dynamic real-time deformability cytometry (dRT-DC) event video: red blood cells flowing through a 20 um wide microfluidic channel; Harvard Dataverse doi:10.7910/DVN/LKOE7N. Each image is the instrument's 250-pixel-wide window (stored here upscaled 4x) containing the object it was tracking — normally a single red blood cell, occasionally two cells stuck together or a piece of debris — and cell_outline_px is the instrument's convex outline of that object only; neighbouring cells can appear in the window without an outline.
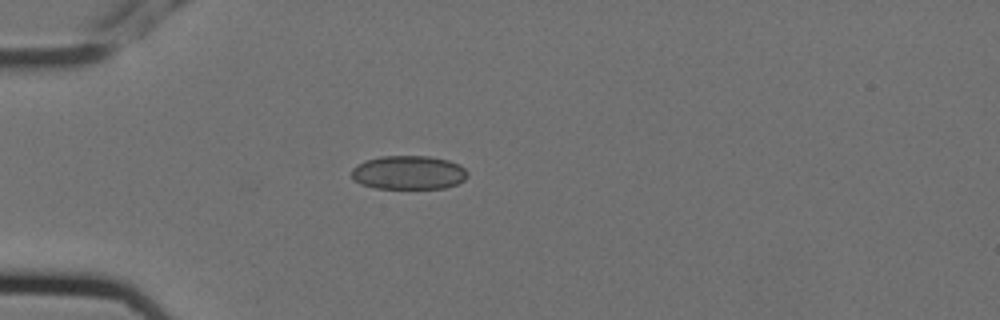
{"species": "Egyptian fruit bat (a non-hibernating species)", "species_latin": "Rousettus aegyptiacus", "temperature_condition": "cold", "stored_images_in_passage": 3, "camera_frame_rate_fps": 3000, "um_per_image_px": 0.085, "animal": {"sex": "female"}, "frame": {"image": 1, "passage_image": 1, "time_ms": 0.0, "image_size_px": [1000, 320], "cell_outline_px": [[468, 176], [464, 180], [456, 184], [444, 188], [376, 188], [360, 184], [352, 180], [352, 168], [364, 160], [380, 156], [428, 156], [448, 160], [460, 164], [468, 172]], "centroid_in_image_um": [34.72, 14.66], "position_along_channel_um": 50.3, "area_um2": 23.0}}
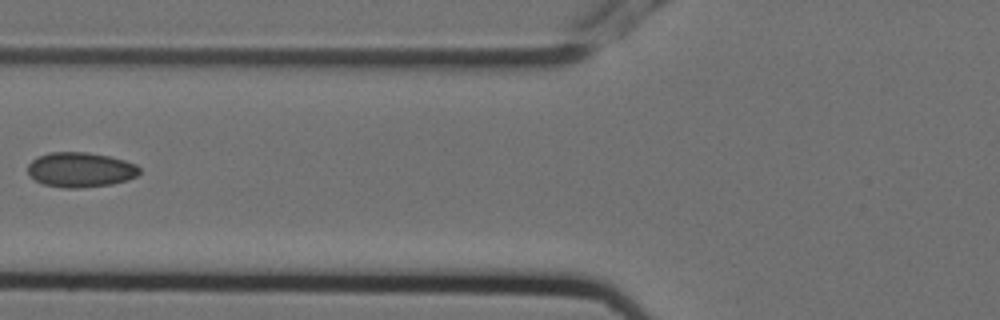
{"frame": {"image": 2, "passage_image": 3, "time_ms": 0.667, "image_size_px": [1000, 320], "cell_outline_px": [[140, 172], [136, 176], [128, 180], [112, 184], [80, 188], [64, 188], [44, 184], [36, 180], [28, 172], [28, 164], [36, 156], [48, 152], [88, 152], [108, 156], [124, 160], [136, 164], [140, 168]], "centroid_in_image_um": [6.84, 14.42], "position_along_channel_um": 119.0, "area_um2": 22.77}}